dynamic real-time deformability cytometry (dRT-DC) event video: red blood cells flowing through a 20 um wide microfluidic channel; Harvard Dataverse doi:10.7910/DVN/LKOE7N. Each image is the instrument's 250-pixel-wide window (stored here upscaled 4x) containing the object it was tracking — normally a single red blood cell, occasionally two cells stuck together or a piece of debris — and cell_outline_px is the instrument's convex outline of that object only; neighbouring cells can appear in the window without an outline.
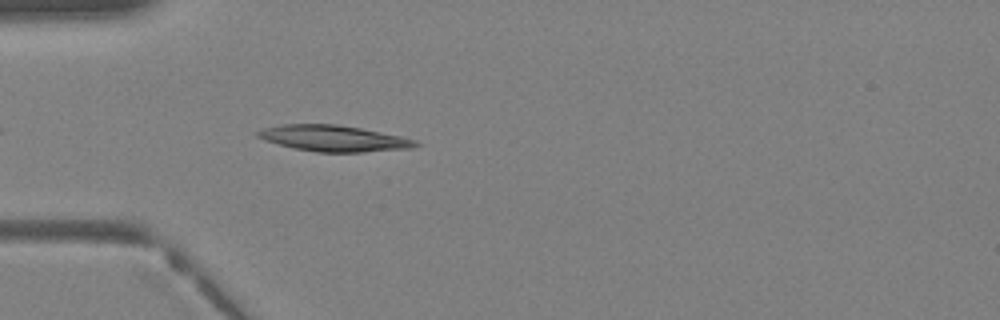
{"species": "Egyptian fruit bat (a non-hibernating species)", "species_latin": "Rousettus aegyptiacus", "temperature_condition": "warm", "stored_images_in_passage": 29, "camera_frame_rate_fps": 3000, "um_per_image_px": 0.085, "animal": {"sex": "female"}, "frame": {"image": 1, "passage_image": 2, "time_ms": 0.333, "image_size_px": [1000, 320], "cell_outline_px": [[420, 144], [412, 148], [364, 152], [316, 152], [296, 148], [264, 140], [256, 136], [256, 132], [264, 128], [284, 124], [336, 124], [360, 128], [400, 136], [416, 140]], "centroid_in_image_um": [28.37, 11.76], "position_along_channel_um": 56.6, "area_um2": 23.76}}
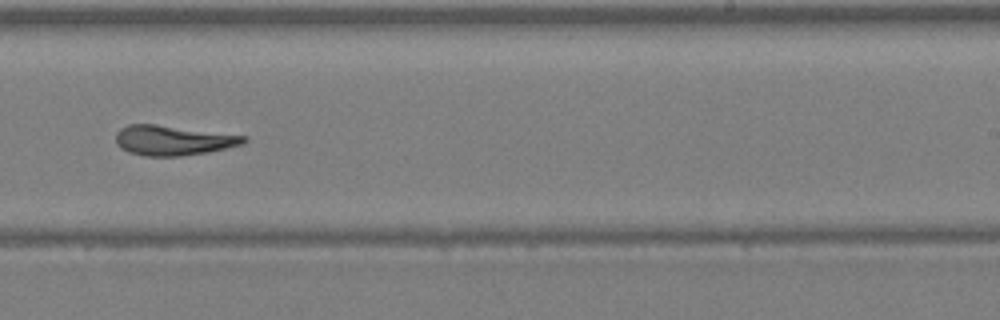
{"frame": {"image": 2, "passage_image": 15, "time_ms": 4.667, "image_size_px": [1000, 320], "cell_outline_px": [[248, 140], [244, 144], [208, 152], [180, 156], [144, 156], [128, 152], [120, 148], [116, 144], [116, 132], [120, 128], [128, 124], [156, 124], [248, 136]], "centroid_in_image_um": [14.7, 11.93], "position_along_channel_um": 274.3, "area_um2": 22.48}}
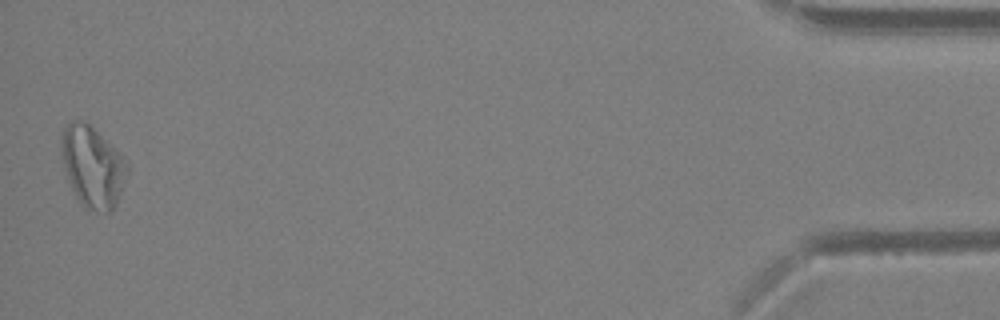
{"frame": {"image": 3, "passage_image": 29, "time_ms": 9.333, "image_size_px": [1000, 320], "cell_outline_px": [[128, 176], [116, 204], [108, 212], [88, 208], [76, 196], [68, 180], [60, 152], [60, 140], [64, 128], [72, 120], [80, 120], [88, 124], [116, 148], [124, 156], [128, 164]], "centroid_in_image_um": [7.88, 14.13], "position_along_channel_um": 427.3, "area_um2": 30.87}}